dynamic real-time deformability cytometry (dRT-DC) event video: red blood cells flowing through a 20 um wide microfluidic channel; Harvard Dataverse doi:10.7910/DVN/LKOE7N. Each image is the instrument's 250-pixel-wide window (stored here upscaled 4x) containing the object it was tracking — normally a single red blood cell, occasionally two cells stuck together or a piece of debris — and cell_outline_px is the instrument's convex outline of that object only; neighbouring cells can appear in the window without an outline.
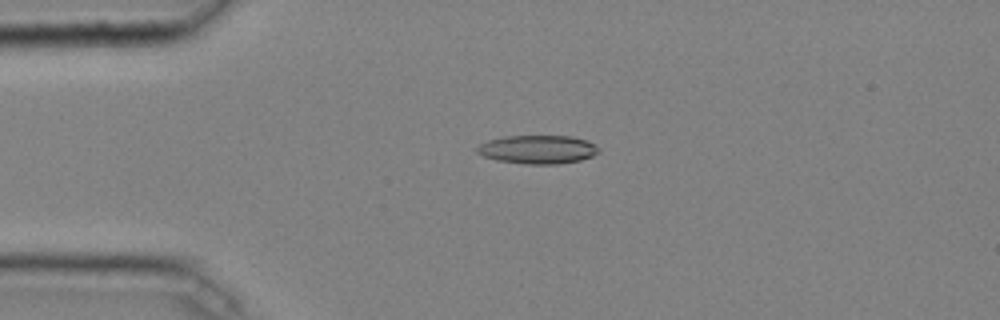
{"species": "common noctule bat (a hibernating species)", "species_latin": "Nyctalus noctula", "temperature_condition": "cold", "stored_images_in_passage": 40, "camera_frame_rate_fps": 3000, "um_per_image_px": 0.085, "animal": {"sex": "male", "body_mass_g": 20.4}, "frame": {"image": 1, "passage_image": 6, "time_ms": 1.667, "image_size_px": [1000, 320], "cell_outline_px": [[600, 152], [592, 156], [580, 160], [560, 164], [524, 164], [496, 160], [484, 156], [476, 152], [476, 148], [480, 144], [488, 140], [504, 136], [572, 136], [588, 140], [600, 148]], "centroid_in_image_um": [45.73, 12.7], "position_along_channel_um": 39.3, "area_um2": 20.4}}
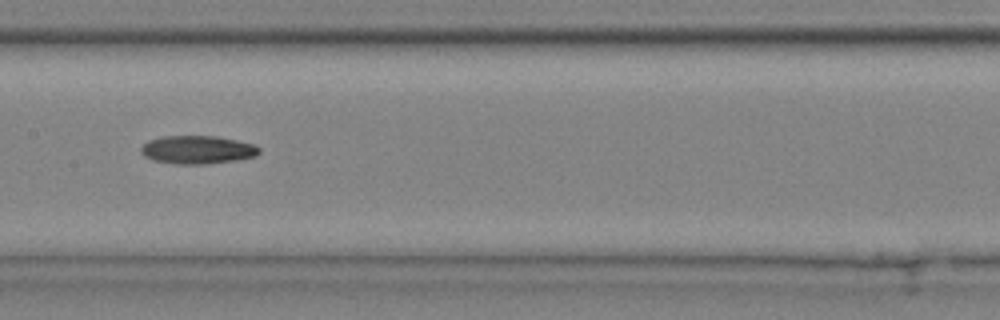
{"frame": {"image": 2, "passage_image": 19, "time_ms": 6.0, "image_size_px": [1000, 320], "cell_outline_px": [[260, 152], [256, 156], [236, 160], [208, 164], [176, 164], [152, 160], [144, 156], [140, 152], [140, 148], [148, 140], [160, 136], [216, 136], [256, 144], [260, 148]], "centroid_in_image_um": [16.78, 12.73], "position_along_channel_um": 190.6, "area_um2": 19.65}}
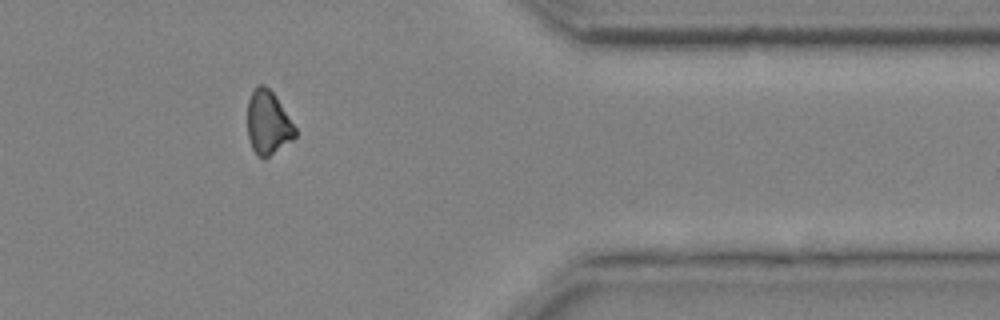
{"frame": {"image": 3, "passage_image": 35, "time_ms": 11.333, "image_size_px": [1000, 320], "cell_outline_px": [[296, 136], [292, 140], [268, 156], [256, 156], [252, 148], [248, 136], [248, 100], [256, 84], [264, 84], [276, 96], [296, 128]], "centroid_in_image_um": [22.77, 10.4], "position_along_channel_um": 388.6, "area_um2": 17.51}}